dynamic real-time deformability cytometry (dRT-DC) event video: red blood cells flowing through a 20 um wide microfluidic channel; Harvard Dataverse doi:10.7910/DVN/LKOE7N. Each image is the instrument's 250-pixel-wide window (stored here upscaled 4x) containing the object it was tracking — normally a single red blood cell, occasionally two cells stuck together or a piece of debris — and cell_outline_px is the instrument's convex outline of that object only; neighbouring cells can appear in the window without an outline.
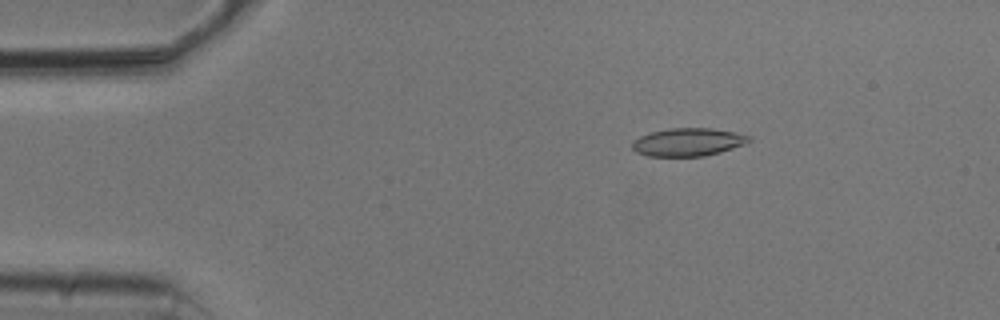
{"species": "common noctule bat (a hibernating species)", "species_latin": "Nyctalus noctula", "temperature_condition": "cold", "stored_images_in_passage": 53, "camera_frame_rate_fps": 3000, "um_per_image_px": 0.085, "animal": {"sex": "male", "body_mass_g": 20.5, "forearm_length_mm": 52.5}, "frame": {"image": 1, "passage_image": 9, "time_ms": 2.667, "image_size_px": [1000, 320], "cell_outline_px": [[752, 140], [744, 144], [720, 152], [704, 156], [648, 156], [636, 152], [632, 148], [632, 144], [640, 136], [652, 132], [668, 128], [712, 128], [736, 132], [752, 136]], "centroid_in_image_um": [58.52, 12.07], "position_along_channel_um": 26.5, "area_um2": 19.02}}
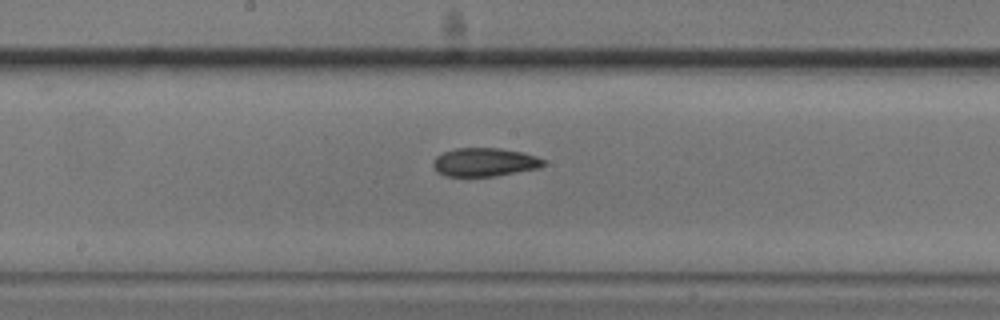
{"frame": {"image": 2, "passage_image": 28, "time_ms": 9.0, "image_size_px": [1000, 320], "cell_outline_px": [[544, 164], [540, 168], [492, 176], [444, 176], [436, 172], [432, 164], [432, 160], [436, 156], [444, 152], [456, 148], [500, 148], [524, 152], [536, 156], [544, 160]], "centroid_in_image_um": [41.16, 13.78], "position_along_channel_um": 207.0, "area_um2": 18.38}}
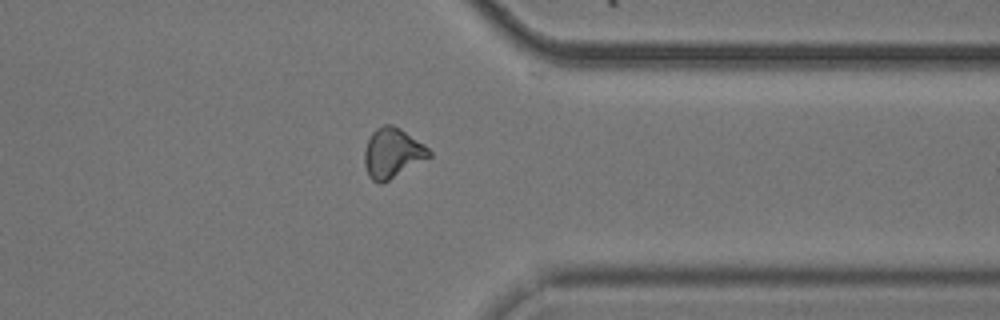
{"frame": {"image": 3, "passage_image": 42, "time_ms": 13.667, "image_size_px": [1000, 320], "cell_outline_px": [[432, 156], [388, 180], [380, 184], [372, 180], [368, 176], [364, 164], [364, 148], [372, 132], [376, 128], [384, 124], [392, 124], [400, 128], [424, 144], [432, 152]], "centroid_in_image_um": [33.34, 13.0], "position_along_channel_um": 378.1, "area_um2": 18.79}, "authors_computed_cell_mechanics": {"area_um2": 18.6116, "velocity_mm_per_s": 3.7881, "shape_relaxation_time_tau1_ms": null, "shape_relaxation_time_tau2_ms": 7.1397, "deformation_change_tau1": null, "deformation_change_tau2": 0.1449}}